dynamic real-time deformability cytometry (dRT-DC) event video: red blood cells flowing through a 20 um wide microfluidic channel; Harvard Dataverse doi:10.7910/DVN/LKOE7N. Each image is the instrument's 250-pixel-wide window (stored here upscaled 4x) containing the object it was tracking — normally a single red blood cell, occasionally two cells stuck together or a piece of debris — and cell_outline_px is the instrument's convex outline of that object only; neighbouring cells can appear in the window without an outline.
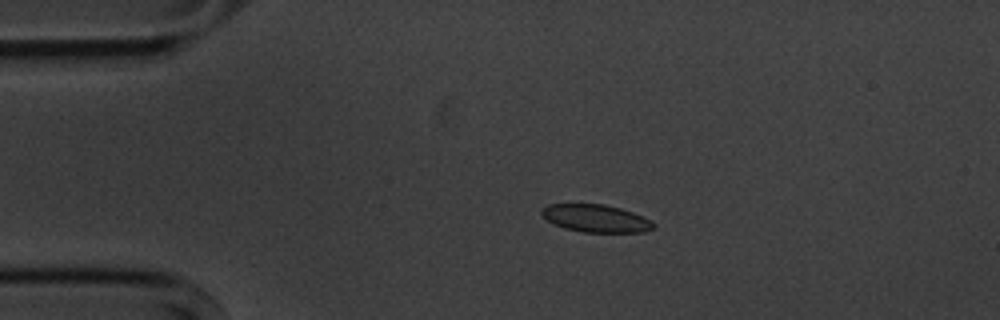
{"species": "common noctule bat (a hibernating species)", "species_latin": "Nyctalus noctula", "temperature_condition": "cold", "stored_images_in_passage": 55, "camera_frame_rate_fps": 3000, "um_per_image_px": 0.085, "animal": {"sex": "male", "body_mass_g": 20.1, "forearm_length_mm": 53.5}, "frame": {"image": 1, "passage_image": 11, "time_ms": 3.333, "image_size_px": [1000, 320], "cell_outline_px": [[656, 228], [644, 232], [584, 232], [564, 228], [548, 220], [540, 212], [548, 204], [604, 204], [620, 208], [632, 212], [652, 220], [656, 224]], "centroid_in_image_um": [50.71, 18.56], "position_along_channel_um": 34.3, "area_um2": 17.92}}
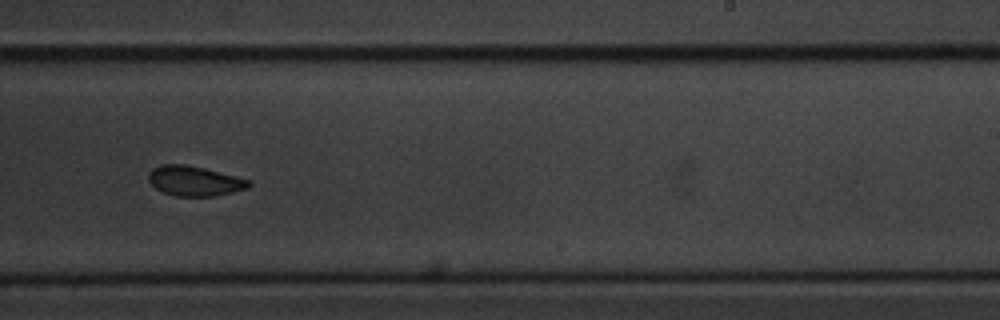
{"frame": {"image": 2, "passage_image": 34, "time_ms": 11.0, "image_size_px": [1000, 320], "cell_outline_px": [[252, 184], [248, 188], [232, 192], [212, 196], [176, 196], [164, 192], [156, 188], [148, 180], [148, 172], [152, 168], [160, 164], [184, 164], [204, 168], [248, 180]], "centroid_in_image_um": [16.48, 15.37], "position_along_channel_um": 272.5, "area_um2": 17.28}}
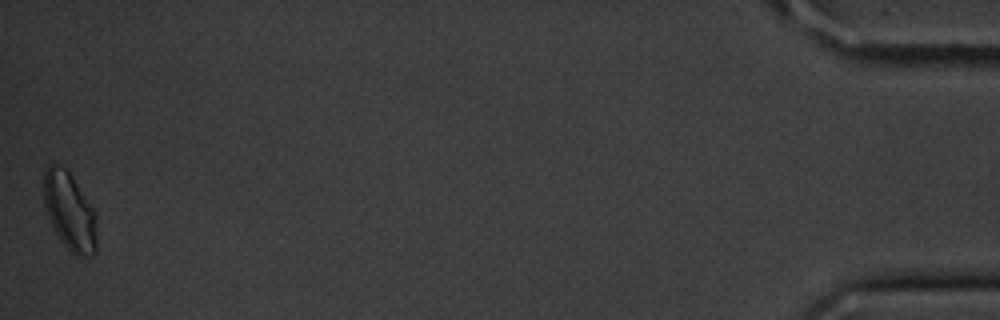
{"frame": {"image": 3, "passage_image": 55, "time_ms": 18.0, "image_size_px": [1000, 320], "cell_outline_px": [[96, 252], [92, 256], [76, 256], [60, 240], [48, 216], [44, 204], [44, 172], [48, 164], [56, 164], [64, 168], [72, 176], [96, 212]], "centroid_in_image_um": [5.93, 17.97], "position_along_channel_um": 429.3, "area_um2": 23.93}, "authors_computed_cell_mechanics": {"area_um2": 18.4382, "velocity_mm_per_s": 3.5779, "shape_relaxation_time_tau1_ms": 3.5017, "shape_relaxation_time_tau2_ms": 3.7426, "deformation_change_tau1": 0.0665, "deformation_change_tau2": 0.0516}}